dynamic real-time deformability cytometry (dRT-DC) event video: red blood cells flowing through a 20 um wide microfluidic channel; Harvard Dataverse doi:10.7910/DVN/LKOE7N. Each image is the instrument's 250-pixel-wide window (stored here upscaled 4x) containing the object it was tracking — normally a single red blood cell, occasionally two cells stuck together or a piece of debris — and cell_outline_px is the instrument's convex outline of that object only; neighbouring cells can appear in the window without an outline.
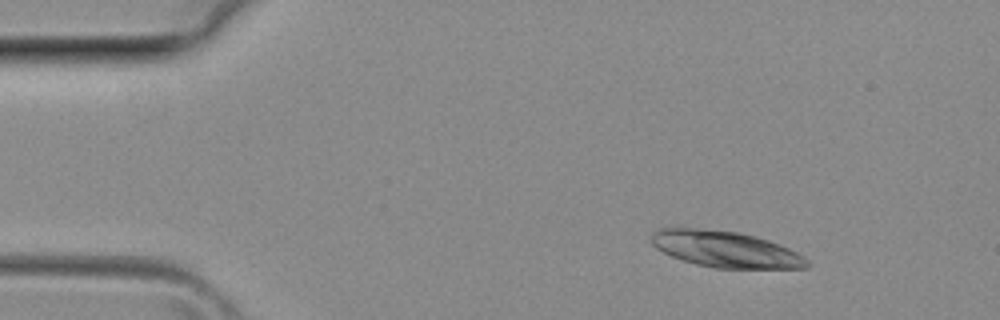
{"species": "common noctule bat (a hibernating species)", "species_latin": "Nyctalus noctula", "temperature_condition": "room temperature", "stored_images_in_passage": 11, "camera_frame_rate_fps": 3000, "um_per_image_px": 0.085, "animal": {"sex": "female", "body_mass_g": 29.2, "forearm_length_mm": 56.3}, "frame": {"image": 1, "passage_image": 5, "time_ms": 1.333, "image_size_px": [1000, 320], "cell_outline_px": [[788, 268], [732, 268], [704, 264], [688, 260], [676, 256], [668, 252], [668, 232], [728, 232], [748, 236], [772, 244], [788, 252]], "centroid_in_image_um": [61.76, 21.27], "position_along_channel_um": 23.2, "area_um2": 24.91}}